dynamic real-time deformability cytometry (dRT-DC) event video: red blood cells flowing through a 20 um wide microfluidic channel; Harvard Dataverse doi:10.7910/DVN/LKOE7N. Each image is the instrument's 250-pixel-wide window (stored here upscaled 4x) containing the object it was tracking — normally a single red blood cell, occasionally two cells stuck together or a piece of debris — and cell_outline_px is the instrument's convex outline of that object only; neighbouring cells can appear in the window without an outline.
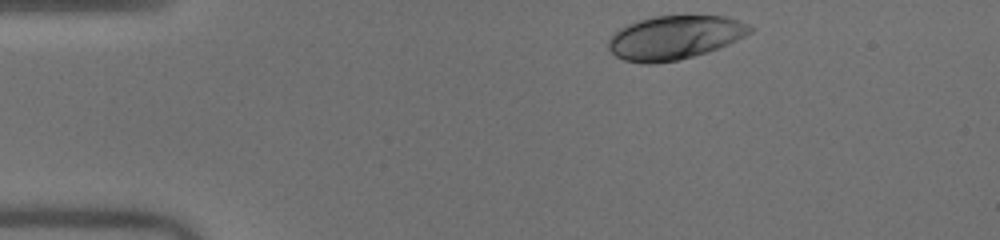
{"species": "human", "species_latin": "Homo sapiens", "temperature_condition": "warm", "stored_images_in_passage": 34, "camera_frame_rate_fps": 3000, "um_per_image_px": 0.085, "donor": {"sex": "male"}, "frame": {"image": 1, "passage_image": 1, "time_ms": 0.0, "image_size_px": [1000, 240], "cell_outline_px": [[756, 28], [752, 32], [728, 44], [708, 52], [676, 60], [652, 64], [644, 64], [624, 60], [616, 56], [608, 48], [608, 40], [620, 28], [628, 24], [640, 20], [656, 16], [724, 16], [748, 24]], "centroid_in_image_um": [57.35, 3.19], "position_along_channel_um": 27.6, "area_um2": 35.84}}
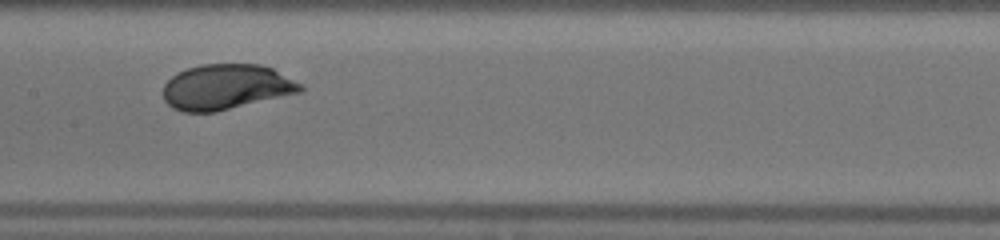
{"frame": {"image": 2, "passage_image": 18, "time_ms": 5.667, "image_size_px": [1000, 240], "cell_outline_px": [[304, 88], [300, 92], [216, 112], [180, 112], [172, 108], [164, 100], [164, 84], [176, 72], [200, 64], [260, 64], [272, 68], [304, 84]], "centroid_in_image_um": [19.22, 7.39], "position_along_channel_um": 188.2, "area_um2": 36.41}}
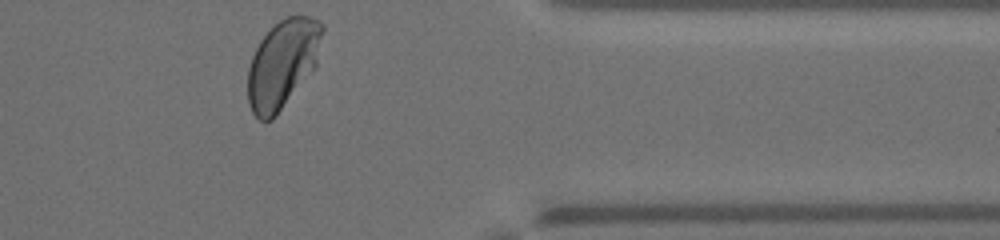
{"frame": {"image": 3, "passage_image": 34, "time_ms": 11.0, "image_size_px": [1000, 240], "cell_outline_px": [[324, 28], [316, 68], [276, 116], [272, 120], [260, 120], [252, 112], [248, 104], [248, 68], [252, 56], [260, 40], [284, 16], [308, 16], [324, 24]], "centroid_in_image_um": [24.04, 5.44], "position_along_channel_um": 387.4, "area_um2": 38.49}, "authors_computed_cell_mechanics": {"area_um2": 35.8649, "velocity_mm_per_s": 4.0334, "shape_relaxation_time_tau1_ms": 2.081, "shape_relaxation_time_tau2_ms": null, "deformation_change_tau1": 0.1335, "deformation_change_tau2": null}}